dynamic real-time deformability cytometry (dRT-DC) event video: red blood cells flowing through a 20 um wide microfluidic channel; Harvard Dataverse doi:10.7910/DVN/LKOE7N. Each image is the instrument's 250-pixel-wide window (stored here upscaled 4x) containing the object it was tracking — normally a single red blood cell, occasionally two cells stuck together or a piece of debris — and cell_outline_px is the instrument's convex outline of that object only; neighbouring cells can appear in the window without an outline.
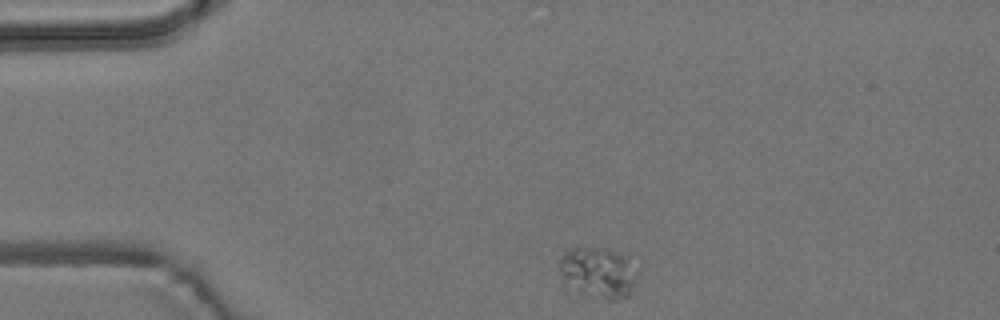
{"species": "common noctule bat (a hibernating species)", "species_latin": "Nyctalus noctula", "temperature_condition": "room temperature", "stored_images_in_passage": 6, "camera_frame_rate_fps": 3000, "um_per_image_px": 0.085, "animal": {"sex": "male", "body_mass_g": 19.2, "forearm_length_mm": 51.8}, "frame": {"image": 1, "passage_image": 1, "time_ms": 0.0, "image_size_px": [1000, 320], "cell_outline_px": [[640, 272], [628, 296], [616, 300], [608, 300], [568, 296], [564, 288], [560, 268], [560, 260], [564, 248], [608, 248], [620, 252], [628, 256]], "centroid_in_image_um": [50.78, 23.24], "position_along_channel_um": 34.2, "area_um2": 24.97}}
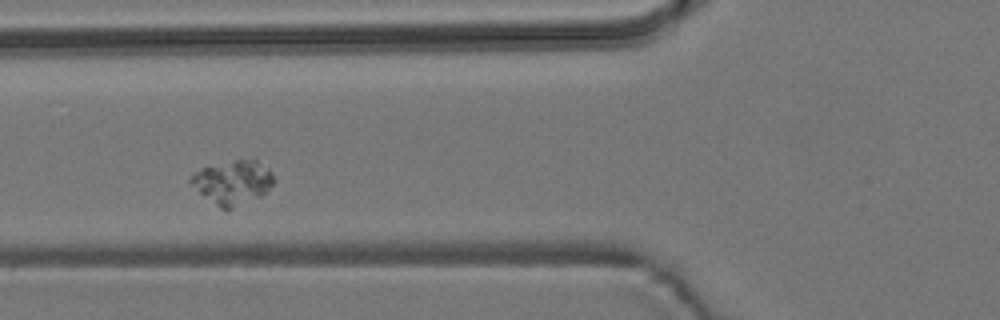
{"frame": {"image": 2, "passage_image": 4, "time_ms": 3.333, "image_size_px": [1000, 320], "cell_outline_px": [[276, 180], [260, 196], [228, 212], [220, 208], [188, 184], [188, 180], [192, 172], [200, 168], [236, 160], [256, 160], [268, 168], [276, 176]], "centroid_in_image_um": [19.75, 15.52], "position_along_channel_um": 106.1, "area_um2": 21.5}}
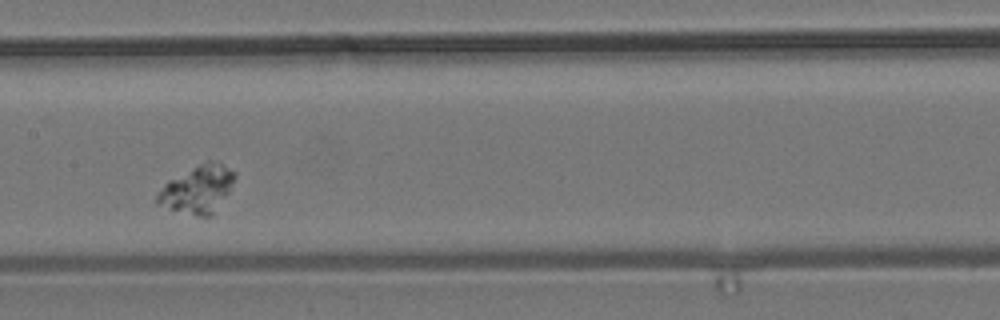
{"frame": {"image": 3, "passage_image": 6, "time_ms": 5.667, "image_size_px": [1000, 320], "cell_outline_px": [[236, 176], [228, 192], [212, 216], [200, 216], [156, 204], [156, 196], [164, 184], [168, 180], [208, 160], [212, 160], [236, 172]], "centroid_in_image_um": [16.8, 16.08], "position_along_channel_um": 190.6, "area_um2": 20.92}}